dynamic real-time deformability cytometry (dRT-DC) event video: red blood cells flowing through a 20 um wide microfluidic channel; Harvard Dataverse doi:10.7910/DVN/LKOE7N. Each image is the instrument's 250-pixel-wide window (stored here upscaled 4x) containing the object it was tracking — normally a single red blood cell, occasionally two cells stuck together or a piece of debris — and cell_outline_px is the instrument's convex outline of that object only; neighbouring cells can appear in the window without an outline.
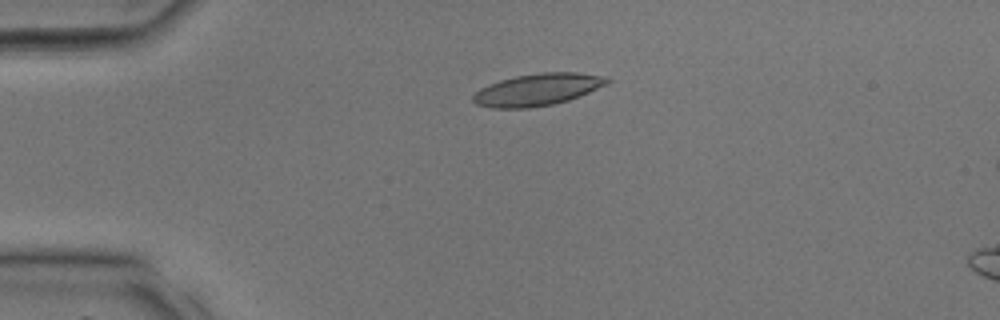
{"species": "common noctule bat (a hibernating species)", "species_latin": "Nyctalus noctula", "temperature_condition": "room temperature", "stored_images_in_passage": 21, "camera_frame_rate_fps": 3000, "um_per_image_px": 0.085, "animal": {"sex": "male", "body_mass_g": 17.9, "forearm_length_mm": 54.2}, "frame": {"image": 1, "passage_image": 9, "time_ms": 2.667, "image_size_px": [1000, 320], "cell_outline_px": [[612, 80], [608, 84], [568, 100], [552, 104], [528, 108], [492, 108], [476, 104], [472, 100], [472, 96], [480, 88], [488, 84], [500, 80], [516, 76], [540, 72], [576, 72], [608, 76]], "centroid_in_image_um": [45.7, 7.6], "position_along_channel_um": 39.3, "area_um2": 25.09}}